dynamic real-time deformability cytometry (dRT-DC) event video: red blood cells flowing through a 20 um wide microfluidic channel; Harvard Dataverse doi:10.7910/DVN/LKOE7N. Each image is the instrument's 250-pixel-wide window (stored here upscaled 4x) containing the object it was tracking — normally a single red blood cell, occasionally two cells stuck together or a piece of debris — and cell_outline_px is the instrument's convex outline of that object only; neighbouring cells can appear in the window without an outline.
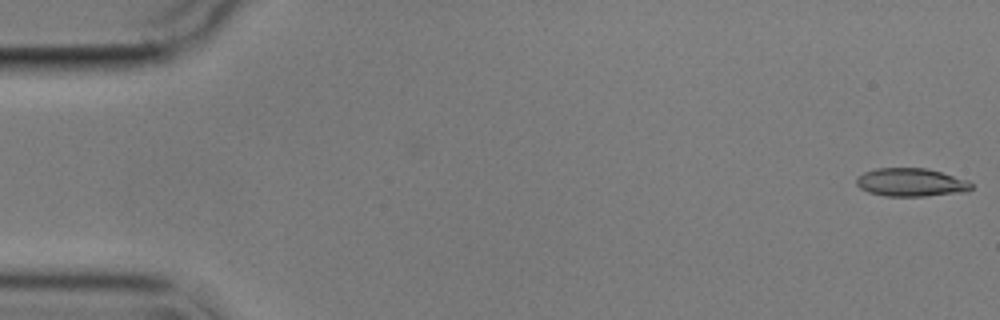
{"species": "common noctule bat (a hibernating species)", "species_latin": "Nyctalus noctula", "temperature_condition": "cold", "stored_images_in_passage": 4, "camera_frame_rate_fps": 3000, "um_per_image_px": 0.085, "animal": {"sex": "male", "body_mass_g": 17.9}, "frame": {"image": 1, "passage_image": 1, "time_ms": 0.0, "image_size_px": [1000, 320], "cell_outline_px": [[972, 188], [968, 192], [924, 196], [884, 196], [868, 192], [860, 188], [856, 184], [856, 176], [864, 172], [876, 168], [928, 168], [968, 180], [972, 184]], "centroid_in_image_um": [77.43, 15.5], "position_along_channel_um": 7.6, "area_um2": 19.13}}
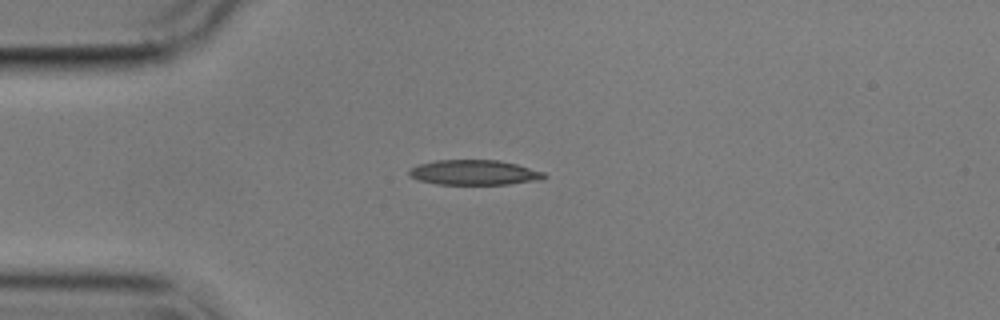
{"frame": {"image": 2, "passage_image": 4, "time_ms": 4.333, "image_size_px": [1000, 320], "cell_outline_px": [[548, 176], [540, 180], [508, 184], [436, 184], [420, 180], [408, 176], [408, 168], [416, 164], [436, 160], [496, 160], [516, 164], [544, 172]], "centroid_in_image_um": [40.26, 14.66], "position_along_channel_um": 44.7, "area_um2": 19.77}}